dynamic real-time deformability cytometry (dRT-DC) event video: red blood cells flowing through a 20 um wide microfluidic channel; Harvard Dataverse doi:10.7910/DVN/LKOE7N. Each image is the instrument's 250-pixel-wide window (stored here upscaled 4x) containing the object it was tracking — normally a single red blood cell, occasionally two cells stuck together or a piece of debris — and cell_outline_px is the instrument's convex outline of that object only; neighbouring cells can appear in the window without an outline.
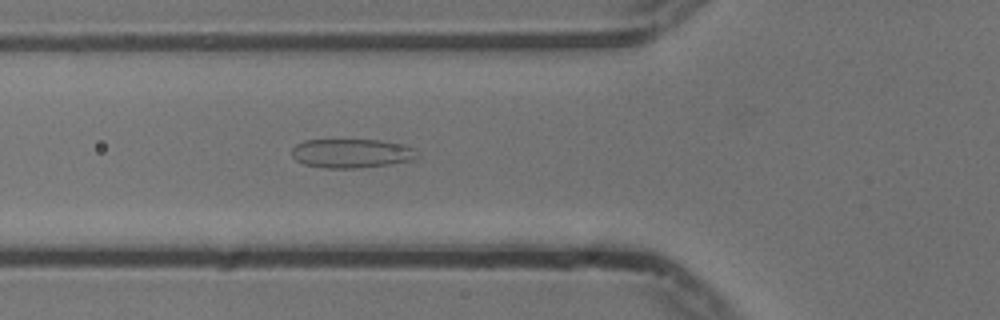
{"species": "common noctule bat (a hibernating species)", "species_latin": "Nyctalus noctula", "temperature_condition": "cold", "stored_images_in_passage": 50, "camera_frame_rate_fps": 3000, "um_per_image_px": 0.085, "animal": {"sex": "male", "body_mass_g": 13.3}, "frame": {"image": 1, "passage_image": 15, "time_ms": 4.667, "image_size_px": [1000, 320], "cell_outline_px": [[416, 156], [412, 160], [392, 164], [356, 168], [324, 168], [304, 164], [296, 160], [292, 156], [292, 148], [296, 144], [304, 140], [380, 140], [404, 144], [412, 148]], "centroid_in_image_um": [29.84, 13.03], "position_along_channel_um": 96.0, "area_um2": 21.15}}
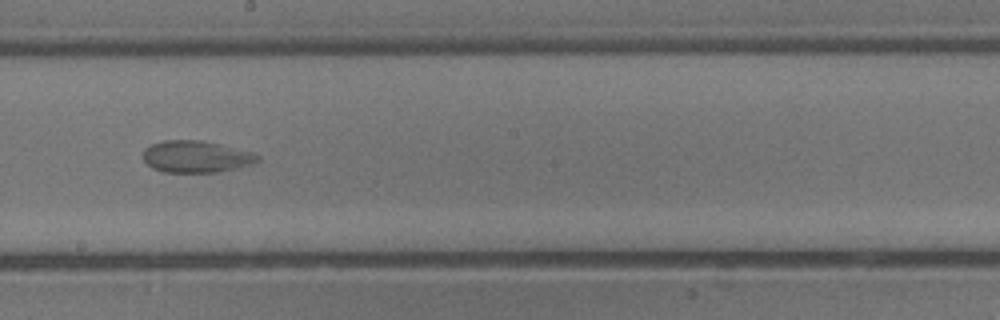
{"frame": {"image": 2, "passage_image": 26, "time_ms": 8.333, "image_size_px": [1000, 320], "cell_outline_px": [[260, 160], [236, 168], [220, 172], [164, 172], [152, 168], [144, 160], [144, 148], [152, 144], [164, 140], [200, 140], [252, 152], [260, 156]], "centroid_in_image_um": [16.64, 13.32], "position_along_channel_um": 231.6, "area_um2": 20.98}}
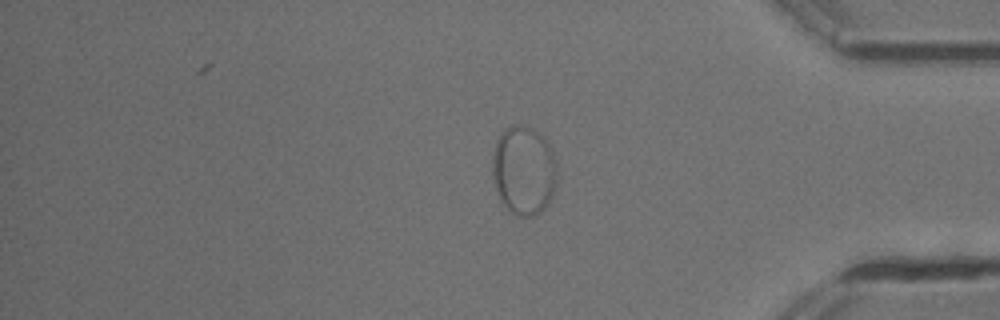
{"frame": {"image": 3, "passage_image": 41, "time_ms": 13.333, "image_size_px": [1000, 320], "cell_outline_px": [[556, 184], [552, 196], [548, 204], [540, 212], [532, 216], [516, 216], [500, 200], [492, 176], [492, 156], [496, 140], [504, 128], [512, 124], [516, 124], [532, 128], [548, 140], [556, 160]], "centroid_in_image_um": [44.52, 14.46], "position_along_channel_um": 390.7, "area_um2": 33.93}}